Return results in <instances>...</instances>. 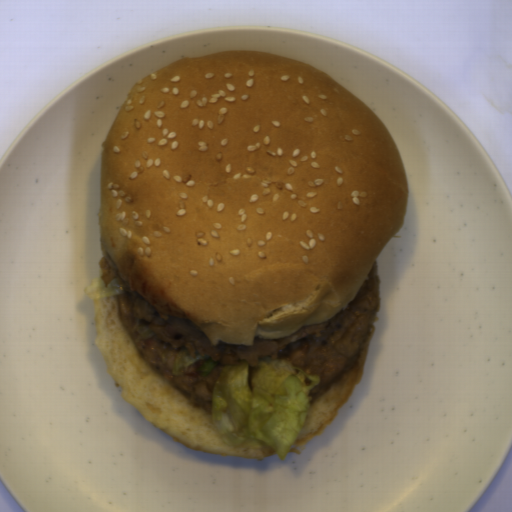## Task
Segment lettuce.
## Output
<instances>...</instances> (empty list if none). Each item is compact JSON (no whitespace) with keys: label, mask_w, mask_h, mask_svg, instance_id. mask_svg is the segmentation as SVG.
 I'll return each instance as SVG.
<instances>
[{"label":"lettuce","mask_w":512,"mask_h":512,"mask_svg":"<svg viewBox=\"0 0 512 512\" xmlns=\"http://www.w3.org/2000/svg\"><path fill=\"white\" fill-rule=\"evenodd\" d=\"M237 361L224 365L213 385L212 424L225 445L270 448L284 461L306 423L309 393L321 377L294 367L290 357L260 356L257 367Z\"/></svg>","instance_id":"9fb2a089"},{"label":"lettuce","mask_w":512,"mask_h":512,"mask_svg":"<svg viewBox=\"0 0 512 512\" xmlns=\"http://www.w3.org/2000/svg\"><path fill=\"white\" fill-rule=\"evenodd\" d=\"M196 356L197 357H192L188 354V352L178 351L171 373L174 376H184L182 372H179L181 367L192 365L194 363H197L199 360H205L204 364L200 366L198 370L200 375L205 377L209 375L220 363L219 361H214L207 354L205 356H202L201 354L197 353Z\"/></svg>","instance_id":"494a5c6d"},{"label":"lettuce","mask_w":512,"mask_h":512,"mask_svg":"<svg viewBox=\"0 0 512 512\" xmlns=\"http://www.w3.org/2000/svg\"><path fill=\"white\" fill-rule=\"evenodd\" d=\"M123 289L117 282V277L113 278L107 287L104 286L103 280L99 277L91 279V284L84 288V294L92 300H100L111 296H117L123 293Z\"/></svg>","instance_id":"88b5c38a"}]
</instances>
